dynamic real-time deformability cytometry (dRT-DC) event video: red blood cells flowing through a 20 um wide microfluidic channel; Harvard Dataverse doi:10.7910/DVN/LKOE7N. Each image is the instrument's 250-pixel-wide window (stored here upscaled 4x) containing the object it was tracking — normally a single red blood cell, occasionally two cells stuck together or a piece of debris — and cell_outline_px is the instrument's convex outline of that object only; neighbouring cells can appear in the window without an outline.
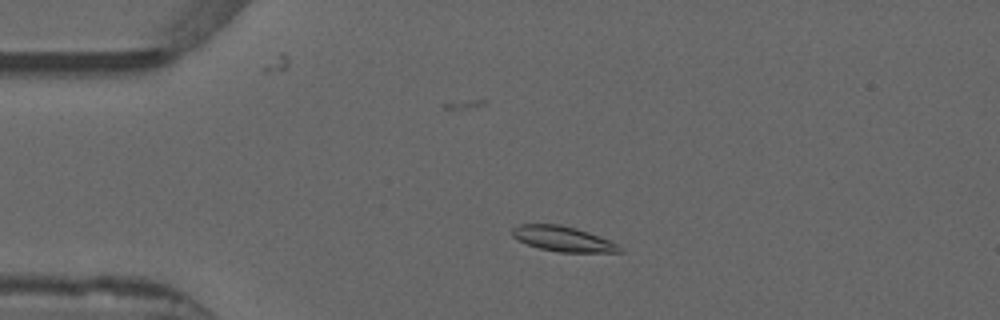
{"species": "common noctule bat (a hibernating species)", "species_latin": "Nyctalus noctula", "temperature_condition": "warm", "stored_images_in_passage": 52, "camera_frame_rate_fps": 3000, "um_per_image_px": 0.085, "animal": {"sex": "male", "forearm_length_mm": 52.5}, "frame": {"image": 1, "passage_image": 10, "time_ms": 3.0, "image_size_px": [1000, 320], "cell_outline_px": [[624, 252], [560, 252], [540, 248], [528, 244], [512, 236], [512, 228], [520, 224], [560, 224], [576, 228], [588, 232], [608, 240], [624, 248]], "centroid_in_image_um": [47.86, 20.3], "position_along_channel_um": 37.1, "area_um2": 15.55}}
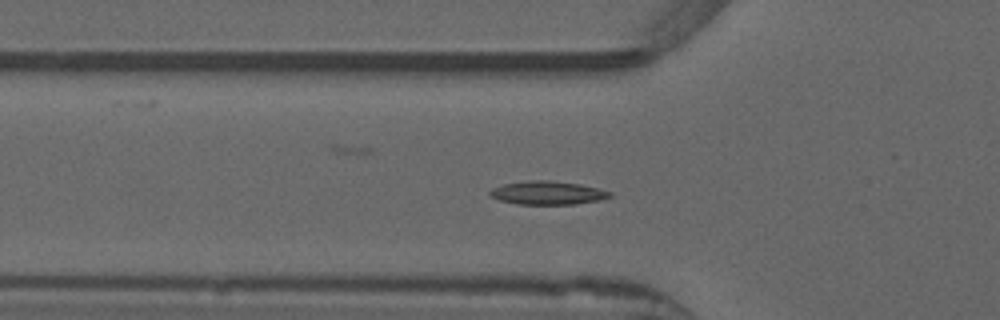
{"frame": {"image": 2, "passage_image": 16, "time_ms": 5.0, "image_size_px": [1000, 320], "cell_outline_px": [[612, 196], [600, 200], [576, 204], [516, 204], [500, 200], [488, 196], [488, 192], [492, 188], [504, 184], [528, 180], [548, 180], [580, 184], [612, 192]], "centroid_in_image_um": [46.52, 16.39], "position_along_channel_um": 79.3, "area_um2": 16.42}}
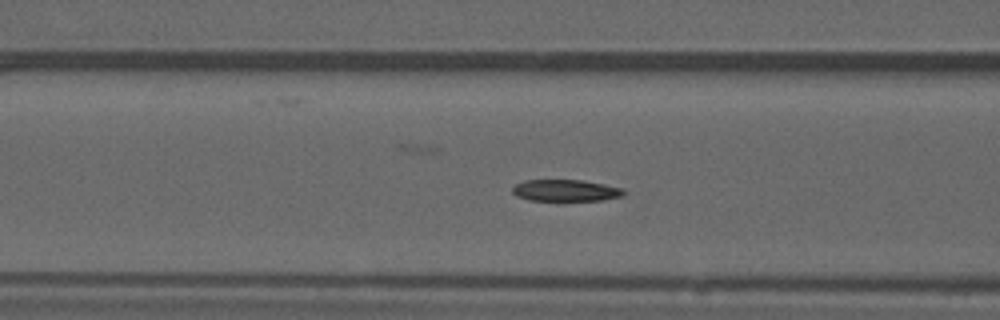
{"frame": {"image": 3, "passage_image": 19, "time_ms": 6.0, "image_size_px": [1000, 320], "cell_outline_px": [[628, 192], [624, 196], [600, 200], [528, 200], [516, 196], [512, 192], [512, 188], [516, 184], [524, 180], [584, 180], [624, 188]], "centroid_in_image_um": [48.12, 16.18], "position_along_channel_um": 118.5, "area_um2": 14.16}, "authors_computed_cell_mechanics": {"area_um2": 15.317, "velocity_mm_per_s": 3.8906, "shape_relaxation_time_tau1_ms": 6.3195, "shape_relaxation_time_tau2_ms": 6.0245, "deformation_change_tau1": 0.1382, "deformation_change_tau2": 0.1019}}